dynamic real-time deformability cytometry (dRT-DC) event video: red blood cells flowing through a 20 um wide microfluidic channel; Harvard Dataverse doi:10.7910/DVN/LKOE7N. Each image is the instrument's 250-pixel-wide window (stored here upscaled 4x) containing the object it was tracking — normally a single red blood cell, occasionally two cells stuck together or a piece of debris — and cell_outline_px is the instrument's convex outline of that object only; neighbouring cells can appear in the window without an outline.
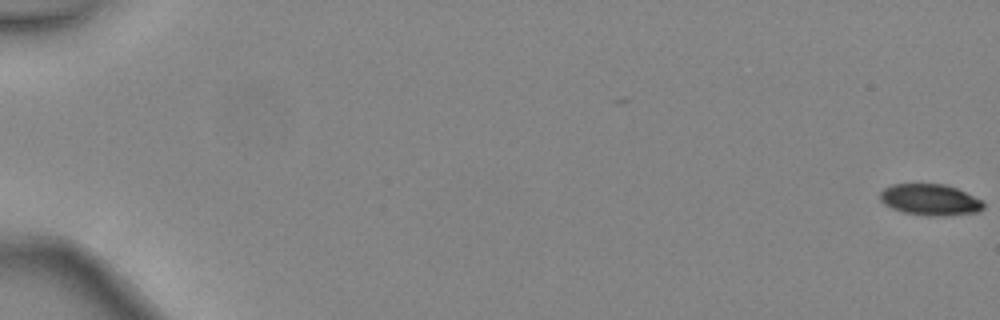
{"species": "common noctule bat (a hibernating species)", "species_latin": "Nyctalus noctula", "temperature_condition": "warm", "stored_images_in_passage": 5, "camera_frame_rate_fps": 3000, "um_per_image_px": 0.085, "animal": {"sex": "female", "body_mass_g": 24.6, "forearm_length_mm": 56.2}, "frame": {"image": 1, "passage_image": 1, "time_ms": 0.0, "image_size_px": [1000, 320], "cell_outline_px": [[984, 208], [976, 212], [944, 216], [928, 216], [904, 212], [892, 208], [884, 204], [880, 200], [880, 192], [884, 188], [892, 184], [944, 184], [956, 188], [984, 200]], "centroid_in_image_um": [79.07, 16.98], "position_along_channel_um": 5.9, "area_um2": 18.9}}